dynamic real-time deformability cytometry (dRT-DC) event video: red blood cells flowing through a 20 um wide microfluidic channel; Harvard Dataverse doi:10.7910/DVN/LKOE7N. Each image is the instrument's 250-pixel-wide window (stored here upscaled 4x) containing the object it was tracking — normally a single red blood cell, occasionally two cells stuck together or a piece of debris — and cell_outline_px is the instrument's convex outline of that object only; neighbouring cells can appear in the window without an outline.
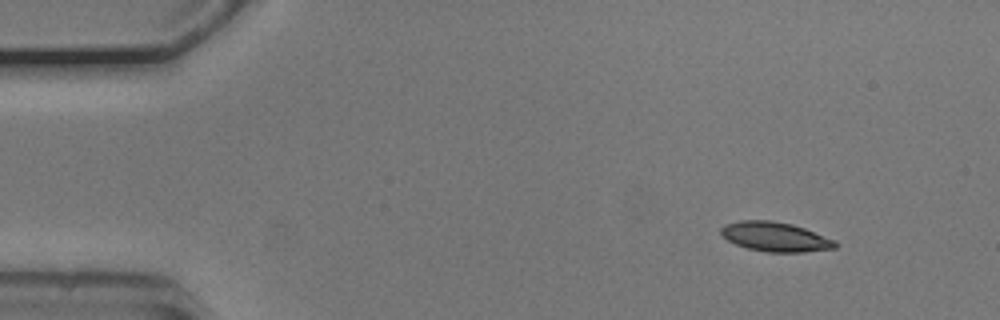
{"species": "common noctule bat (a hibernating species)", "species_latin": "Nyctalus noctula", "temperature_condition": "cold", "stored_images_in_passage": 13, "camera_frame_rate_fps": 3000, "um_per_image_px": 0.085, "animal": {"sex": "male", "body_mass_g": 20.5, "forearm_length_mm": 52.5}, "frame": {"image": 1, "passage_image": 1, "time_ms": 0.0, "image_size_px": [1000, 320], "cell_outline_px": [[840, 244], [836, 248], [804, 252], [768, 252], [748, 248], [736, 244], [728, 240], [720, 232], [720, 228], [724, 224], [740, 220], [772, 220], [792, 224], [804, 228], [836, 240]], "centroid_in_image_um": [65.93, 20.12], "position_along_channel_um": 19.1, "area_um2": 19.71}}
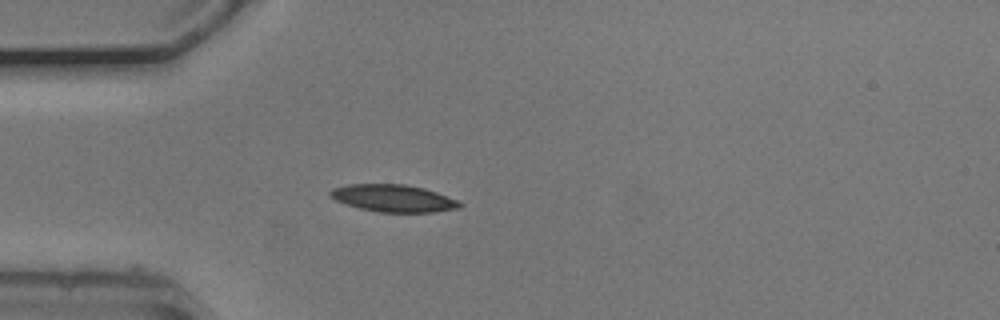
{"frame": {"image": 2, "passage_image": 10, "time_ms": 3.0, "image_size_px": [1000, 320], "cell_outline_px": [[464, 204], [460, 208], [436, 212], [376, 212], [344, 204], [328, 196], [328, 192], [332, 188], [348, 184], [404, 184], [424, 188], [436, 192], [456, 200]], "centroid_in_image_um": [33.4, 16.85], "position_along_channel_um": 51.6, "area_um2": 20.69}}